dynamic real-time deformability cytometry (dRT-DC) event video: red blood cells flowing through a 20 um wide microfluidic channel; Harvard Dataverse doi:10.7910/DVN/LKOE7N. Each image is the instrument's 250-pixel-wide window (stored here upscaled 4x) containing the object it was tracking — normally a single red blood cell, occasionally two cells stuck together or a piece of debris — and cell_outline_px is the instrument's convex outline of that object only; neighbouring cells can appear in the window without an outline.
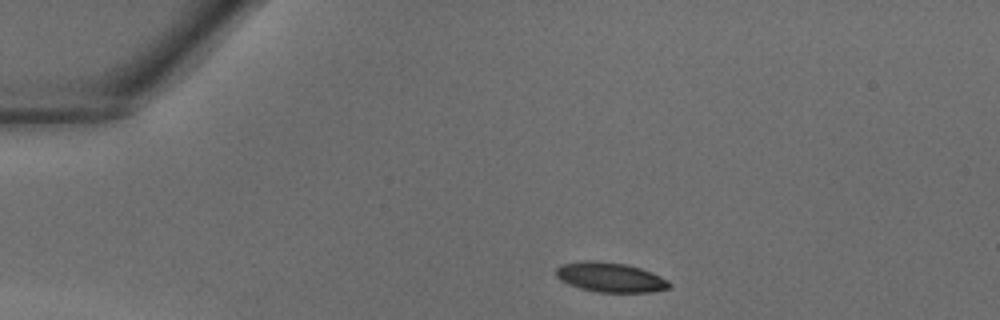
{"species": "common noctule bat (a hibernating species)", "species_latin": "Nyctalus noctula", "temperature_condition": "warm", "stored_images_in_passage": 33, "camera_frame_rate_fps": 3000, "um_per_image_px": 0.085, "animal": {"sex": "male", "body_mass_g": 18.8}, "frame": {"image": 1, "passage_image": 1, "time_ms": 0.0, "image_size_px": [1000, 320], "cell_outline_px": [[672, 284], [668, 288], [652, 292], [596, 292], [580, 288], [568, 284], [560, 280], [556, 276], [556, 268], [564, 264], [584, 260], [596, 260], [624, 264], [640, 268], [652, 272], [668, 280]], "centroid_in_image_um": [51.87, 23.57], "position_along_channel_um": 33.1, "area_um2": 19.59}}
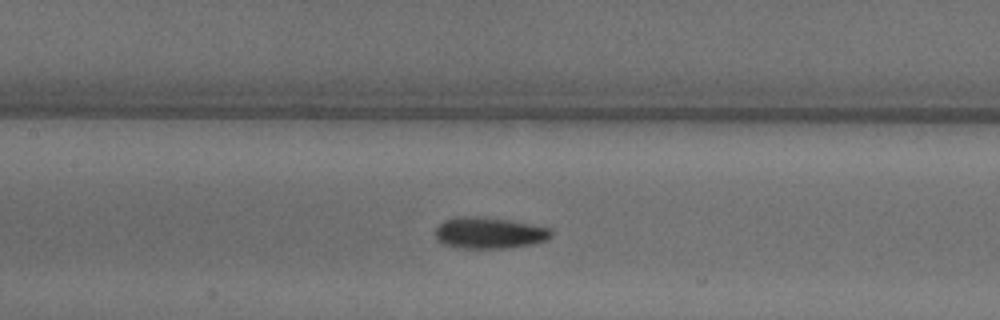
{"frame": {"image": 2, "passage_image": 12, "time_ms": 3.667, "image_size_px": [1000, 320], "cell_outline_px": [[552, 236], [548, 240], [532, 244], [512, 248], [456, 248], [440, 244], [436, 240], [436, 228], [444, 220], [456, 216], [480, 216], [508, 220], [532, 224], [552, 228]], "centroid_in_image_um": [41.58, 19.8], "position_along_channel_um": 165.8, "area_um2": 21.62}}
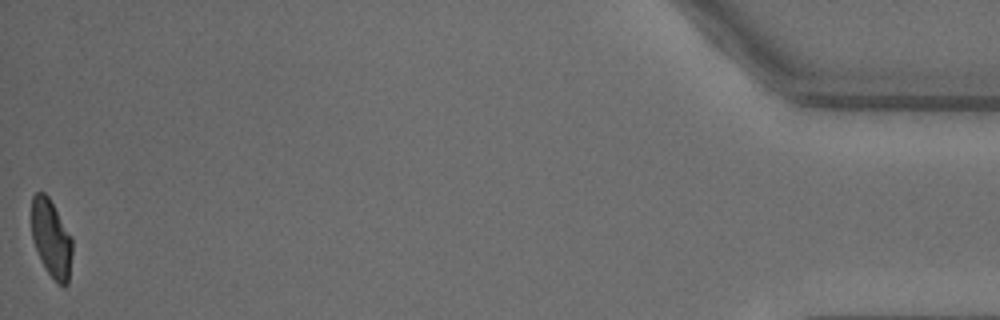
{"frame": {"image": 3, "passage_image": 33, "time_ms": 10.667, "image_size_px": [1000, 320], "cell_outline_px": [[72, 252], [68, 284], [64, 288], [48, 272], [32, 240], [32, 196], [36, 192], [44, 192], [48, 196], [72, 236]], "centroid_in_image_um": [4.38, 20.25], "position_along_channel_um": 430.8, "area_um2": 18.21}}